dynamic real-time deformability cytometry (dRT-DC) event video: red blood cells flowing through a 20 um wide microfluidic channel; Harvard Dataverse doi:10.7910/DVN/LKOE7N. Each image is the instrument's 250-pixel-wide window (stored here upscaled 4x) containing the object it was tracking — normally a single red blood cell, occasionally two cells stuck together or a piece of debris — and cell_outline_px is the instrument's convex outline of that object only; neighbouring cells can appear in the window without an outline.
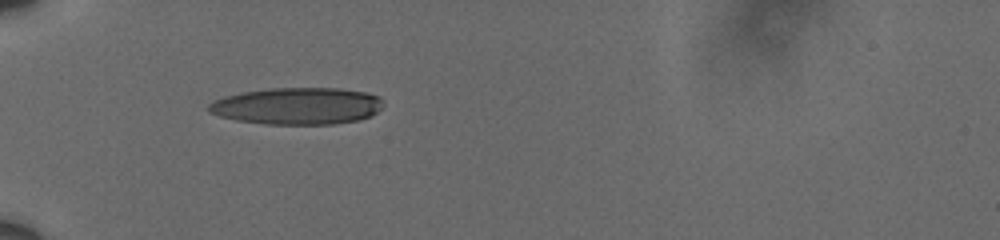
{"species": "human", "species_latin": "Homo sapiens", "temperature_condition": "cold", "stored_images_in_passage": 12, "camera_frame_rate_fps": 3000, "um_per_image_px": 0.085, "donor": {"sex": "male"}, "frame": {"image": 1, "passage_image": 5, "time_ms": 1.333, "image_size_px": [1000, 240], "cell_outline_px": [[384, 104], [376, 112], [368, 116], [356, 120], [332, 124], [264, 124], [236, 120], [220, 116], [208, 112], [208, 104], [224, 96], [244, 92], [268, 88], [340, 88], [364, 92], [380, 96], [384, 100]], "centroid_in_image_um": [25.27, 9.0], "position_along_channel_um": 59.7, "area_um2": 37.51}}
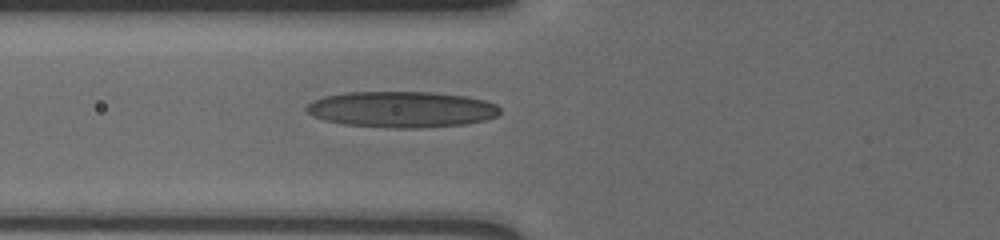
{"frame": {"image": 2, "passage_image": 9, "time_ms": 2.667, "image_size_px": [1000, 240], "cell_outline_px": [[500, 116], [488, 120], [464, 124], [416, 128], [396, 128], [344, 124], [324, 120], [308, 112], [304, 108], [312, 100], [324, 96], [344, 92], [432, 92], [464, 96], [484, 100], [496, 104], [500, 108]], "centroid_in_image_um": [34.17, 9.29], "position_along_channel_um": 91.6, "area_um2": 40.75}}
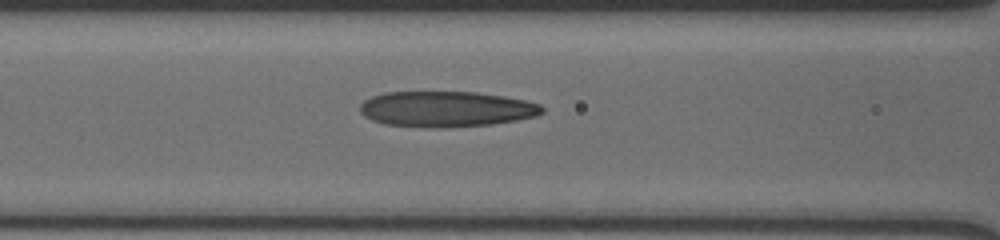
{"frame": {"image": 3, "passage_image": 12, "time_ms": 3.667, "image_size_px": [1000, 240], "cell_outline_px": [[544, 112], [536, 116], [516, 120], [488, 124], [436, 128], [384, 124], [372, 120], [364, 116], [360, 112], [360, 104], [364, 100], [372, 96], [384, 92], [476, 92], [524, 100], [540, 104], [544, 108]], "centroid_in_image_um": [37.89, 9.26], "position_along_channel_um": 128.7, "area_um2": 37.63}}